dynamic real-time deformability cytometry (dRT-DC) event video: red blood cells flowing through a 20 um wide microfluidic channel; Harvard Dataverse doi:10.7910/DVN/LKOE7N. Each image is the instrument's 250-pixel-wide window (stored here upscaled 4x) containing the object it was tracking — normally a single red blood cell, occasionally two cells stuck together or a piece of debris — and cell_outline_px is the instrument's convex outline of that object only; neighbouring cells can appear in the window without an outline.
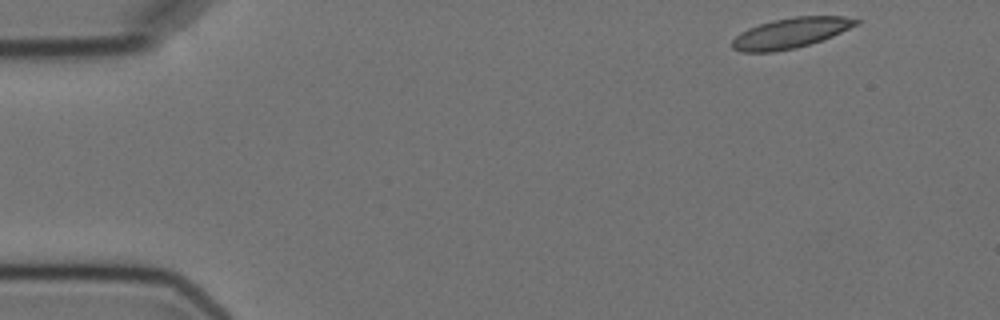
{"species": "Egyptian fruit bat (a non-hibernating species)", "species_latin": "Rousettus aegyptiacus", "temperature_condition": "cold", "stored_images_in_passage": 4, "camera_frame_rate_fps": 3000, "um_per_image_px": 0.085, "animal": {"sex": "female"}, "frame": {"image": 1, "passage_image": 1, "time_ms": 0.0, "image_size_px": [1000, 320], "cell_outline_px": [[860, 24], [832, 36], [796, 48], [772, 52], [740, 52], [732, 48], [732, 40], [740, 32], [748, 28], [772, 20], [796, 16], [844, 16], [860, 20]], "centroid_in_image_um": [67.2, 2.8], "position_along_channel_um": 17.8, "area_um2": 21.85}}